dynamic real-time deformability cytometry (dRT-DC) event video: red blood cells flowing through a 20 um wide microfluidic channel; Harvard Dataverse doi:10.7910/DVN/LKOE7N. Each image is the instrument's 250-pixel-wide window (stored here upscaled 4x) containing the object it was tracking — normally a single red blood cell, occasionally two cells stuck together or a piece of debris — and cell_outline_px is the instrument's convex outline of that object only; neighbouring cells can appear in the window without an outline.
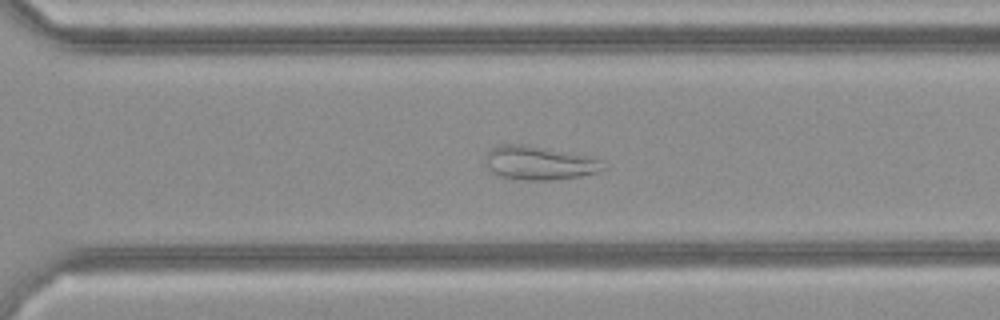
{"species": "common noctule bat (a hibernating species)", "species_latin": "Nyctalus noctula", "temperature_condition": "cold", "stored_images_in_passage": 36, "camera_frame_rate_fps": 3000, "um_per_image_px": 0.085, "animal": {"sex": "female", "body_mass_g": 21.9}, "frame": {"image": 1, "passage_image": 25, "time_ms": 8.0, "image_size_px": [1000, 320], "cell_outline_px": [[608, 168], [596, 172], [580, 176], [552, 180], [524, 180], [500, 176], [492, 172], [488, 168], [484, 160], [484, 156], [488, 148], [500, 144], [528, 144], [572, 152], [592, 156], [600, 160]], "centroid_in_image_um": [45.82, 13.82], "position_along_channel_um": 324.8, "area_um2": 23.76}}
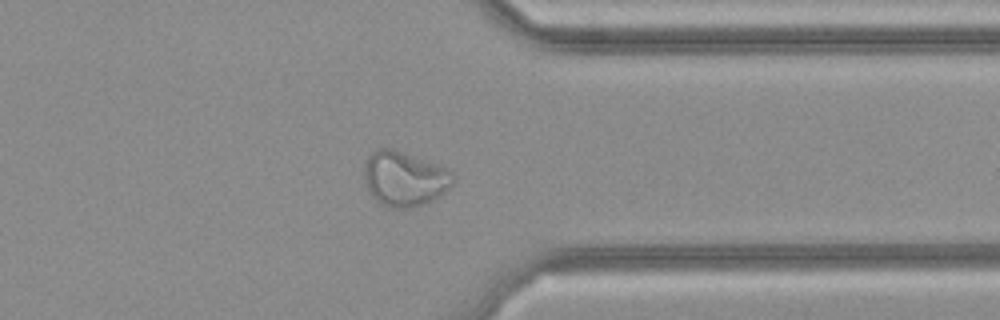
{"frame": {"image": 2, "passage_image": 28, "time_ms": 9.0, "image_size_px": [1000, 320], "cell_outline_px": [[456, 180], [440, 196], [432, 200], [408, 208], [388, 208], [380, 204], [368, 192], [364, 180], [364, 164], [368, 156], [376, 148], [396, 148], [444, 168], [452, 172], [456, 176]], "centroid_in_image_um": [34.34, 15.18], "position_along_channel_um": 377.1, "area_um2": 28.61}}
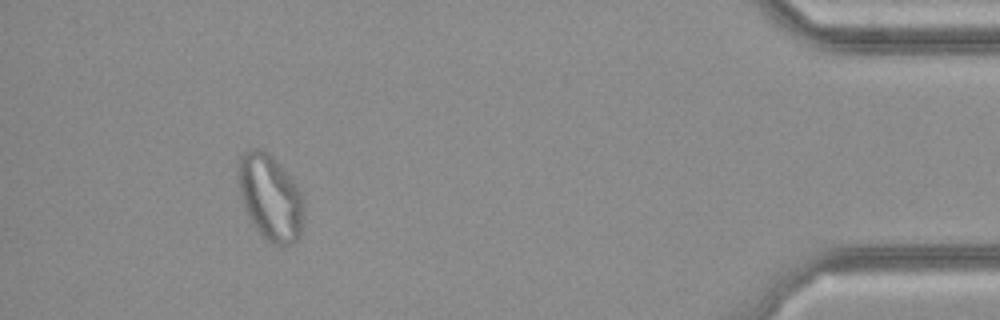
{"frame": {"image": 3, "passage_image": 33, "time_ms": 10.667, "image_size_px": [1000, 320], "cell_outline_px": [[304, 200], [300, 236], [296, 240], [280, 248], [272, 244], [256, 228], [248, 216], [240, 196], [240, 156], [248, 148], [256, 148], [268, 152], [280, 164], [296, 184]], "centroid_in_image_um": [22.99, 16.79], "position_along_channel_um": 412.2, "area_um2": 32.37}}